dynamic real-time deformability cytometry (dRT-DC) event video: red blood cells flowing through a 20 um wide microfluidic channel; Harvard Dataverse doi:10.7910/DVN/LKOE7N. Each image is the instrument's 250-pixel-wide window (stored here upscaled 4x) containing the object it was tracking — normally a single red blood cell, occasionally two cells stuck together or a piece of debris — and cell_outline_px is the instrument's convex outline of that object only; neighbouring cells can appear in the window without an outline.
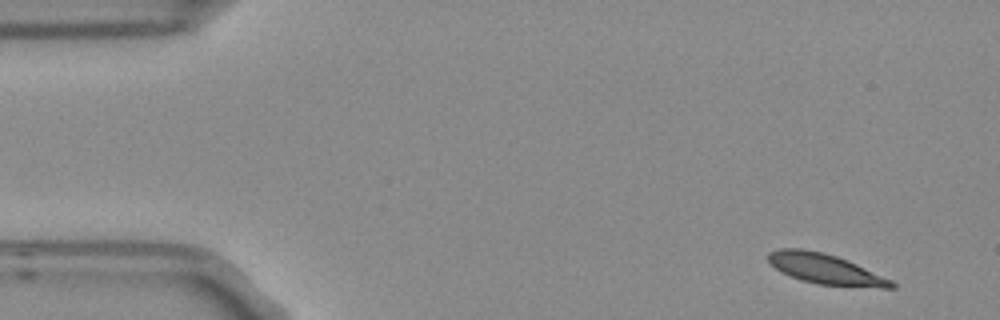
{"species": "Egyptian fruit bat (a non-hibernating species)", "species_latin": "Rousettus aegyptiacus", "temperature_condition": "room temperature", "stored_images_in_passage": 5, "camera_frame_rate_fps": 3000, "um_per_image_px": 0.085, "frame": {"image": 1, "passage_image": 1, "time_ms": 0.0, "image_size_px": [1000, 320], "cell_outline_px": [[896, 288], [880, 288], [816, 284], [792, 276], [776, 268], [768, 260], [768, 252], [780, 248], [800, 248], [820, 252], [836, 256], [848, 260], [892, 280], [896, 284]], "centroid_in_image_um": [70.2, 22.87], "position_along_channel_um": 14.8, "area_um2": 21.44}}
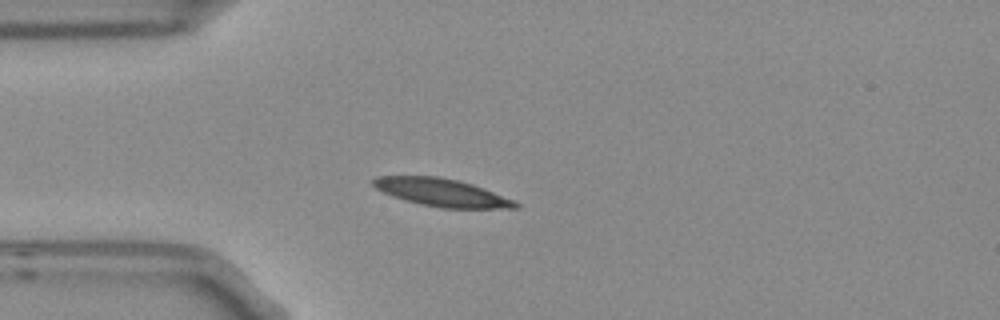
{"frame": {"image": 2, "passage_image": 4, "time_ms": 1.0, "image_size_px": [1000, 320], "cell_outline_px": [[520, 208], [440, 208], [420, 204], [404, 200], [392, 196], [376, 188], [372, 184], [372, 180], [376, 176], [436, 176], [456, 180], [472, 184], [484, 188], [516, 200], [520, 204]], "centroid_in_image_um": [37.58, 16.37], "position_along_channel_um": 47.4, "area_um2": 23.06}}